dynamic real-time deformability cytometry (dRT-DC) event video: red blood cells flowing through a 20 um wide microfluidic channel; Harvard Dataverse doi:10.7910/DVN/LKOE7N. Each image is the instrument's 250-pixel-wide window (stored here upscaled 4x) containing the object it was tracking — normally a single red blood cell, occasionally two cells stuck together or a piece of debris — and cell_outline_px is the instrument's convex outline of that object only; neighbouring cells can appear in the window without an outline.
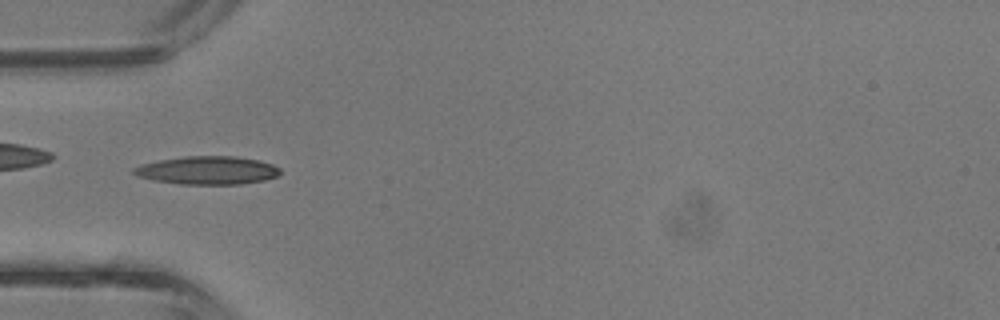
{"species": "common noctule bat (a hibernating species)", "species_latin": "Nyctalus noctula", "temperature_condition": "room temperature", "stored_images_in_passage": 3, "camera_frame_rate_fps": 3000, "um_per_image_px": 0.085, "animal": {"sex": "male", "body_mass_g": 13.3}, "frame": {"image": 1, "passage_image": 2, "time_ms": 0.333, "image_size_px": [1000, 320], "cell_outline_px": [[280, 176], [264, 180], [240, 184], [180, 184], [152, 180], [136, 176], [132, 172], [132, 168], [140, 164], [160, 160], [184, 156], [236, 156], [260, 160], [272, 164], [280, 168]], "centroid_in_image_um": [17.63, 14.47], "position_along_channel_um": 67.4, "area_um2": 24.28}}
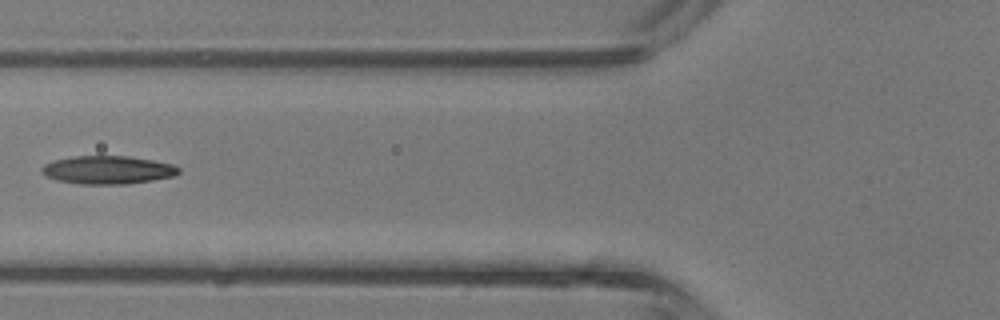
{"frame": {"image": 2, "passage_image": 3, "time_ms": 0.667, "image_size_px": [1000, 320], "cell_outline_px": [[180, 172], [176, 176], [128, 184], [80, 184], [56, 180], [40, 172], [40, 168], [44, 164], [56, 160], [76, 156], [128, 156], [152, 160], [172, 164], [180, 168]], "centroid_in_image_um": [9.18, 14.45], "position_along_channel_um": 116.6, "area_um2": 22.48}}